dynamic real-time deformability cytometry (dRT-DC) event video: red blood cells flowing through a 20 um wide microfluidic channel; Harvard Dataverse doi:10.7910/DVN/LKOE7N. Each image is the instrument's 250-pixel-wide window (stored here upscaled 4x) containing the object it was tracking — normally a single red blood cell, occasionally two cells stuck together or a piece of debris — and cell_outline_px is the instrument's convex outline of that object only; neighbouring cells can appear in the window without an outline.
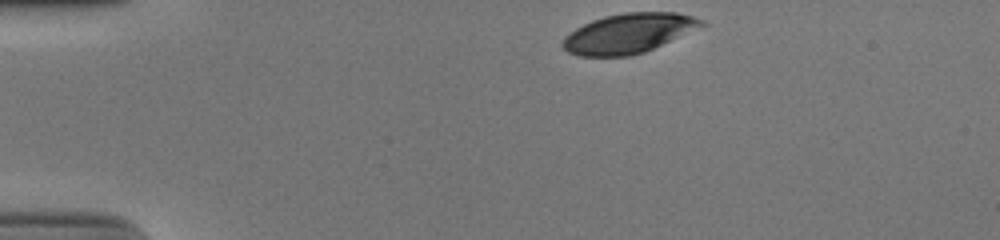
{"species": "human", "species_latin": "Homo sapiens", "temperature_condition": "cold", "stored_images_in_passage": 35, "camera_frame_rate_fps": 3000, "um_per_image_px": 0.085, "donor": {"sex": "male"}, "frame": {"image": 1, "passage_image": 1, "time_ms": 0.0, "image_size_px": [1000, 240], "cell_outline_px": [[708, 24], [644, 52], [628, 56], [580, 56], [568, 52], [560, 44], [564, 36], [576, 28], [592, 20], [604, 16], [624, 12], [676, 12], [692, 16], [704, 20]], "centroid_in_image_um": [53.42, 2.82], "position_along_channel_um": 31.6, "area_um2": 32.08}}
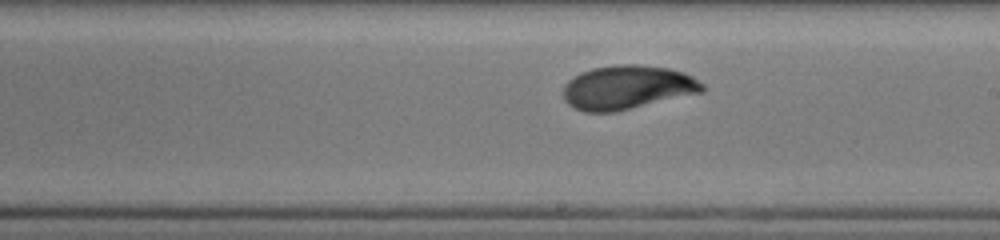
{"frame": {"image": 2, "passage_image": 22, "time_ms": 7.0, "image_size_px": [1000, 240], "cell_outline_px": [[704, 92], [616, 112], [584, 112], [568, 104], [564, 100], [564, 84], [568, 80], [580, 72], [592, 68], [616, 64], [636, 64], [668, 68], [684, 72], [692, 76], [704, 84]], "centroid_in_image_um": [53.33, 7.43], "position_along_channel_um": 235.7, "area_um2": 35.89}}
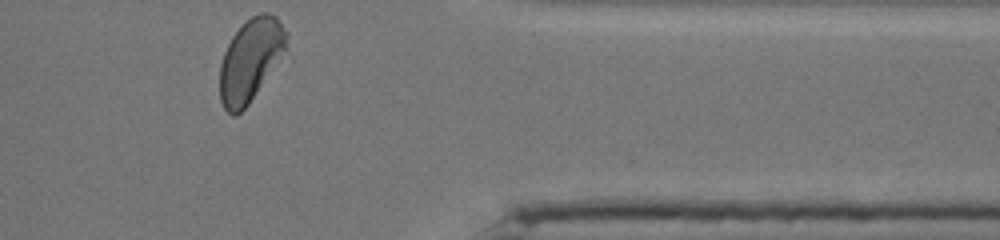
{"frame": {"image": 3, "passage_image": 35, "time_ms": 11.333, "image_size_px": [1000, 240], "cell_outline_px": [[288, 52], [248, 104], [236, 116], [232, 116], [224, 108], [220, 100], [220, 64], [224, 52], [232, 36], [252, 16], [260, 12], [268, 12], [276, 16], [288, 32]], "centroid_in_image_um": [21.35, 5.1], "position_along_channel_um": 390.1, "area_um2": 32.54}, "authors_computed_cell_mechanics": {"area_um2": 34.7956, "velocity_mm_per_s": 3.8935, "shape_relaxation_time_tau1_ms": 3.5795, "shape_relaxation_time_tau2_ms": 1.2855, "deformation_change_tau1": 0.151, "deformation_change_tau2": 0.0535}}